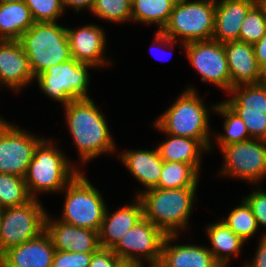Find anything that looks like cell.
<instances>
[{
  "instance_id": "1",
  "label": "cell",
  "mask_w": 266,
  "mask_h": 267,
  "mask_svg": "<svg viewBox=\"0 0 266 267\" xmlns=\"http://www.w3.org/2000/svg\"><path fill=\"white\" fill-rule=\"evenodd\" d=\"M66 124L79 153L80 163L116 151L107 119L92 98L73 100L64 106Z\"/></svg>"
},
{
  "instance_id": "2",
  "label": "cell",
  "mask_w": 266,
  "mask_h": 267,
  "mask_svg": "<svg viewBox=\"0 0 266 267\" xmlns=\"http://www.w3.org/2000/svg\"><path fill=\"white\" fill-rule=\"evenodd\" d=\"M215 9L216 0H177L167 24L162 31H156L152 46H167L170 52L179 42L178 39L183 46L190 42L211 40Z\"/></svg>"
},
{
  "instance_id": "3",
  "label": "cell",
  "mask_w": 266,
  "mask_h": 267,
  "mask_svg": "<svg viewBox=\"0 0 266 267\" xmlns=\"http://www.w3.org/2000/svg\"><path fill=\"white\" fill-rule=\"evenodd\" d=\"M209 111L196 88L187 86L152 125L164 134L197 139L210 151L213 147Z\"/></svg>"
},
{
  "instance_id": "4",
  "label": "cell",
  "mask_w": 266,
  "mask_h": 267,
  "mask_svg": "<svg viewBox=\"0 0 266 267\" xmlns=\"http://www.w3.org/2000/svg\"><path fill=\"white\" fill-rule=\"evenodd\" d=\"M53 141L44 138L37 145L25 174L26 187L33 199H38L40 193L62 192L81 170L71 164L64 151Z\"/></svg>"
},
{
  "instance_id": "5",
  "label": "cell",
  "mask_w": 266,
  "mask_h": 267,
  "mask_svg": "<svg viewBox=\"0 0 266 267\" xmlns=\"http://www.w3.org/2000/svg\"><path fill=\"white\" fill-rule=\"evenodd\" d=\"M197 188L144 190L138 196L143 204L144 217L166 235H180L187 229L194 199L197 200Z\"/></svg>"
},
{
  "instance_id": "6",
  "label": "cell",
  "mask_w": 266,
  "mask_h": 267,
  "mask_svg": "<svg viewBox=\"0 0 266 267\" xmlns=\"http://www.w3.org/2000/svg\"><path fill=\"white\" fill-rule=\"evenodd\" d=\"M34 78L47 68L72 59L66 26L35 22L19 39Z\"/></svg>"
},
{
  "instance_id": "7",
  "label": "cell",
  "mask_w": 266,
  "mask_h": 267,
  "mask_svg": "<svg viewBox=\"0 0 266 267\" xmlns=\"http://www.w3.org/2000/svg\"><path fill=\"white\" fill-rule=\"evenodd\" d=\"M62 191L65 200L59 220L99 232L107 207L100 191L81 171Z\"/></svg>"
},
{
  "instance_id": "8",
  "label": "cell",
  "mask_w": 266,
  "mask_h": 267,
  "mask_svg": "<svg viewBox=\"0 0 266 267\" xmlns=\"http://www.w3.org/2000/svg\"><path fill=\"white\" fill-rule=\"evenodd\" d=\"M91 68L94 67L72 58L47 68L34 79L40 91L64 107L73 100L90 98L87 92L90 84L88 69Z\"/></svg>"
},
{
  "instance_id": "9",
  "label": "cell",
  "mask_w": 266,
  "mask_h": 267,
  "mask_svg": "<svg viewBox=\"0 0 266 267\" xmlns=\"http://www.w3.org/2000/svg\"><path fill=\"white\" fill-rule=\"evenodd\" d=\"M47 212L39 199L0 210V256L10 248L38 237L45 231Z\"/></svg>"
},
{
  "instance_id": "10",
  "label": "cell",
  "mask_w": 266,
  "mask_h": 267,
  "mask_svg": "<svg viewBox=\"0 0 266 267\" xmlns=\"http://www.w3.org/2000/svg\"><path fill=\"white\" fill-rule=\"evenodd\" d=\"M224 158L220 175L235 177L259 185L266 177V144L264 139H248L225 145L220 149ZM255 183V184H254Z\"/></svg>"
},
{
  "instance_id": "11",
  "label": "cell",
  "mask_w": 266,
  "mask_h": 267,
  "mask_svg": "<svg viewBox=\"0 0 266 267\" xmlns=\"http://www.w3.org/2000/svg\"><path fill=\"white\" fill-rule=\"evenodd\" d=\"M43 139L5 120L0 125V173L24 178L34 150Z\"/></svg>"
},
{
  "instance_id": "12",
  "label": "cell",
  "mask_w": 266,
  "mask_h": 267,
  "mask_svg": "<svg viewBox=\"0 0 266 267\" xmlns=\"http://www.w3.org/2000/svg\"><path fill=\"white\" fill-rule=\"evenodd\" d=\"M185 56L200 74L203 83H211L227 93L231 89L229 66L224 43L213 39L185 44Z\"/></svg>"
},
{
  "instance_id": "13",
  "label": "cell",
  "mask_w": 266,
  "mask_h": 267,
  "mask_svg": "<svg viewBox=\"0 0 266 267\" xmlns=\"http://www.w3.org/2000/svg\"><path fill=\"white\" fill-rule=\"evenodd\" d=\"M166 236L160 228L143 217L111 250L120 259L157 264L160 263Z\"/></svg>"
},
{
  "instance_id": "14",
  "label": "cell",
  "mask_w": 266,
  "mask_h": 267,
  "mask_svg": "<svg viewBox=\"0 0 266 267\" xmlns=\"http://www.w3.org/2000/svg\"><path fill=\"white\" fill-rule=\"evenodd\" d=\"M224 102L243 120L251 138L266 137V88L260 83L233 86Z\"/></svg>"
},
{
  "instance_id": "15",
  "label": "cell",
  "mask_w": 266,
  "mask_h": 267,
  "mask_svg": "<svg viewBox=\"0 0 266 267\" xmlns=\"http://www.w3.org/2000/svg\"><path fill=\"white\" fill-rule=\"evenodd\" d=\"M66 30L73 59L92 65L94 69L111 64L104 54L106 36L100 26L89 23L77 29L66 27Z\"/></svg>"
},
{
  "instance_id": "16",
  "label": "cell",
  "mask_w": 266,
  "mask_h": 267,
  "mask_svg": "<svg viewBox=\"0 0 266 267\" xmlns=\"http://www.w3.org/2000/svg\"><path fill=\"white\" fill-rule=\"evenodd\" d=\"M33 81L28 57L19 40H0V86L18 93Z\"/></svg>"
},
{
  "instance_id": "17",
  "label": "cell",
  "mask_w": 266,
  "mask_h": 267,
  "mask_svg": "<svg viewBox=\"0 0 266 267\" xmlns=\"http://www.w3.org/2000/svg\"><path fill=\"white\" fill-rule=\"evenodd\" d=\"M45 231L55 250L70 252H95L100 248L99 232L52 219L47 212Z\"/></svg>"
},
{
  "instance_id": "18",
  "label": "cell",
  "mask_w": 266,
  "mask_h": 267,
  "mask_svg": "<svg viewBox=\"0 0 266 267\" xmlns=\"http://www.w3.org/2000/svg\"><path fill=\"white\" fill-rule=\"evenodd\" d=\"M55 248L46 231L10 248L0 256V267H52Z\"/></svg>"
},
{
  "instance_id": "19",
  "label": "cell",
  "mask_w": 266,
  "mask_h": 267,
  "mask_svg": "<svg viewBox=\"0 0 266 267\" xmlns=\"http://www.w3.org/2000/svg\"><path fill=\"white\" fill-rule=\"evenodd\" d=\"M134 198L133 204L119 207L113 213L106 207L99 231L101 248L112 249L121 237L144 217L141 199L138 196Z\"/></svg>"
},
{
  "instance_id": "20",
  "label": "cell",
  "mask_w": 266,
  "mask_h": 267,
  "mask_svg": "<svg viewBox=\"0 0 266 267\" xmlns=\"http://www.w3.org/2000/svg\"><path fill=\"white\" fill-rule=\"evenodd\" d=\"M257 0H216L213 40L239 41L242 22Z\"/></svg>"
},
{
  "instance_id": "21",
  "label": "cell",
  "mask_w": 266,
  "mask_h": 267,
  "mask_svg": "<svg viewBox=\"0 0 266 267\" xmlns=\"http://www.w3.org/2000/svg\"><path fill=\"white\" fill-rule=\"evenodd\" d=\"M178 236L165 237L159 263L162 267H222L208 247L197 244L173 245Z\"/></svg>"
},
{
  "instance_id": "22",
  "label": "cell",
  "mask_w": 266,
  "mask_h": 267,
  "mask_svg": "<svg viewBox=\"0 0 266 267\" xmlns=\"http://www.w3.org/2000/svg\"><path fill=\"white\" fill-rule=\"evenodd\" d=\"M229 66L231 88L240 84L259 83L261 68L255 57L254 46L241 41L224 43Z\"/></svg>"
},
{
  "instance_id": "23",
  "label": "cell",
  "mask_w": 266,
  "mask_h": 267,
  "mask_svg": "<svg viewBox=\"0 0 266 267\" xmlns=\"http://www.w3.org/2000/svg\"><path fill=\"white\" fill-rule=\"evenodd\" d=\"M119 159L133 177L146 188L138 190L136 196H139L144 190L155 188L158 185L163 160L160 158L157 148L119 152Z\"/></svg>"
},
{
  "instance_id": "24",
  "label": "cell",
  "mask_w": 266,
  "mask_h": 267,
  "mask_svg": "<svg viewBox=\"0 0 266 267\" xmlns=\"http://www.w3.org/2000/svg\"><path fill=\"white\" fill-rule=\"evenodd\" d=\"M166 136L167 139L156 147L163 162L190 164L198 172H201V154L208 153L209 150L199 140L194 138L169 134H166Z\"/></svg>"
},
{
  "instance_id": "25",
  "label": "cell",
  "mask_w": 266,
  "mask_h": 267,
  "mask_svg": "<svg viewBox=\"0 0 266 267\" xmlns=\"http://www.w3.org/2000/svg\"><path fill=\"white\" fill-rule=\"evenodd\" d=\"M206 228V235L212 245L208 247L209 251L222 267L230 266L231 258L239 255L245 241L236 235L222 219L209 224Z\"/></svg>"
},
{
  "instance_id": "26",
  "label": "cell",
  "mask_w": 266,
  "mask_h": 267,
  "mask_svg": "<svg viewBox=\"0 0 266 267\" xmlns=\"http://www.w3.org/2000/svg\"><path fill=\"white\" fill-rule=\"evenodd\" d=\"M35 23L24 1L0 3V40H19Z\"/></svg>"
},
{
  "instance_id": "27",
  "label": "cell",
  "mask_w": 266,
  "mask_h": 267,
  "mask_svg": "<svg viewBox=\"0 0 266 267\" xmlns=\"http://www.w3.org/2000/svg\"><path fill=\"white\" fill-rule=\"evenodd\" d=\"M177 0H131V21L155 24L162 31ZM152 23V24H151Z\"/></svg>"
},
{
  "instance_id": "28",
  "label": "cell",
  "mask_w": 266,
  "mask_h": 267,
  "mask_svg": "<svg viewBox=\"0 0 266 267\" xmlns=\"http://www.w3.org/2000/svg\"><path fill=\"white\" fill-rule=\"evenodd\" d=\"M211 105L212 106H209L211 111L214 110V113L220 115L224 119L223 129L225 133H216V135L214 133L218 148L221 149L225 145L251 139L243 120L224 101Z\"/></svg>"
},
{
  "instance_id": "29",
  "label": "cell",
  "mask_w": 266,
  "mask_h": 267,
  "mask_svg": "<svg viewBox=\"0 0 266 267\" xmlns=\"http://www.w3.org/2000/svg\"><path fill=\"white\" fill-rule=\"evenodd\" d=\"M199 174L192 165L181 162H163L159 183L155 188L177 189L198 187Z\"/></svg>"
},
{
  "instance_id": "30",
  "label": "cell",
  "mask_w": 266,
  "mask_h": 267,
  "mask_svg": "<svg viewBox=\"0 0 266 267\" xmlns=\"http://www.w3.org/2000/svg\"><path fill=\"white\" fill-rule=\"evenodd\" d=\"M31 199L23 177L0 173V210L24 205Z\"/></svg>"
},
{
  "instance_id": "31",
  "label": "cell",
  "mask_w": 266,
  "mask_h": 267,
  "mask_svg": "<svg viewBox=\"0 0 266 267\" xmlns=\"http://www.w3.org/2000/svg\"><path fill=\"white\" fill-rule=\"evenodd\" d=\"M242 202L223 219V222L245 242L259 231L257 220L248 203L242 199ZM258 230V231H257Z\"/></svg>"
},
{
  "instance_id": "32",
  "label": "cell",
  "mask_w": 266,
  "mask_h": 267,
  "mask_svg": "<svg viewBox=\"0 0 266 267\" xmlns=\"http://www.w3.org/2000/svg\"><path fill=\"white\" fill-rule=\"evenodd\" d=\"M131 0H95L91 13L113 23L131 22Z\"/></svg>"
},
{
  "instance_id": "33",
  "label": "cell",
  "mask_w": 266,
  "mask_h": 267,
  "mask_svg": "<svg viewBox=\"0 0 266 267\" xmlns=\"http://www.w3.org/2000/svg\"><path fill=\"white\" fill-rule=\"evenodd\" d=\"M266 32V16L257 2L242 22L239 41L254 45Z\"/></svg>"
},
{
  "instance_id": "34",
  "label": "cell",
  "mask_w": 266,
  "mask_h": 267,
  "mask_svg": "<svg viewBox=\"0 0 266 267\" xmlns=\"http://www.w3.org/2000/svg\"><path fill=\"white\" fill-rule=\"evenodd\" d=\"M35 22H57L65 12L63 0H23Z\"/></svg>"
},
{
  "instance_id": "35",
  "label": "cell",
  "mask_w": 266,
  "mask_h": 267,
  "mask_svg": "<svg viewBox=\"0 0 266 267\" xmlns=\"http://www.w3.org/2000/svg\"><path fill=\"white\" fill-rule=\"evenodd\" d=\"M93 253L56 250L52 267H89Z\"/></svg>"
},
{
  "instance_id": "36",
  "label": "cell",
  "mask_w": 266,
  "mask_h": 267,
  "mask_svg": "<svg viewBox=\"0 0 266 267\" xmlns=\"http://www.w3.org/2000/svg\"><path fill=\"white\" fill-rule=\"evenodd\" d=\"M256 186L257 188L248 194V196L243 197V199L250 206L258 226L266 227V191L261 189L259 185ZM262 236H266V232Z\"/></svg>"
},
{
  "instance_id": "37",
  "label": "cell",
  "mask_w": 266,
  "mask_h": 267,
  "mask_svg": "<svg viewBox=\"0 0 266 267\" xmlns=\"http://www.w3.org/2000/svg\"><path fill=\"white\" fill-rule=\"evenodd\" d=\"M120 258L108 248H99L92 255L89 267H115Z\"/></svg>"
},
{
  "instance_id": "38",
  "label": "cell",
  "mask_w": 266,
  "mask_h": 267,
  "mask_svg": "<svg viewBox=\"0 0 266 267\" xmlns=\"http://www.w3.org/2000/svg\"><path fill=\"white\" fill-rule=\"evenodd\" d=\"M257 246L253 260L243 267H266V236H261Z\"/></svg>"
},
{
  "instance_id": "39",
  "label": "cell",
  "mask_w": 266,
  "mask_h": 267,
  "mask_svg": "<svg viewBox=\"0 0 266 267\" xmlns=\"http://www.w3.org/2000/svg\"><path fill=\"white\" fill-rule=\"evenodd\" d=\"M255 57L257 59V63L259 67L265 68L266 67V32L261 37V39L255 43L254 45Z\"/></svg>"
},
{
  "instance_id": "40",
  "label": "cell",
  "mask_w": 266,
  "mask_h": 267,
  "mask_svg": "<svg viewBox=\"0 0 266 267\" xmlns=\"http://www.w3.org/2000/svg\"><path fill=\"white\" fill-rule=\"evenodd\" d=\"M95 0H63L64 10L66 8H73L75 12H79L83 9H87L91 12Z\"/></svg>"
},
{
  "instance_id": "41",
  "label": "cell",
  "mask_w": 266,
  "mask_h": 267,
  "mask_svg": "<svg viewBox=\"0 0 266 267\" xmlns=\"http://www.w3.org/2000/svg\"><path fill=\"white\" fill-rule=\"evenodd\" d=\"M145 263L133 260L120 259L115 267H144Z\"/></svg>"
},
{
  "instance_id": "42",
  "label": "cell",
  "mask_w": 266,
  "mask_h": 267,
  "mask_svg": "<svg viewBox=\"0 0 266 267\" xmlns=\"http://www.w3.org/2000/svg\"><path fill=\"white\" fill-rule=\"evenodd\" d=\"M259 83L266 88V67L261 69V78Z\"/></svg>"
},
{
  "instance_id": "43",
  "label": "cell",
  "mask_w": 266,
  "mask_h": 267,
  "mask_svg": "<svg viewBox=\"0 0 266 267\" xmlns=\"http://www.w3.org/2000/svg\"><path fill=\"white\" fill-rule=\"evenodd\" d=\"M257 2L259 3V5L262 7L265 16H266V0H257Z\"/></svg>"
},
{
  "instance_id": "44",
  "label": "cell",
  "mask_w": 266,
  "mask_h": 267,
  "mask_svg": "<svg viewBox=\"0 0 266 267\" xmlns=\"http://www.w3.org/2000/svg\"><path fill=\"white\" fill-rule=\"evenodd\" d=\"M18 1H22V0H0V3L6 4V3H13V2H18Z\"/></svg>"
},
{
  "instance_id": "45",
  "label": "cell",
  "mask_w": 266,
  "mask_h": 267,
  "mask_svg": "<svg viewBox=\"0 0 266 267\" xmlns=\"http://www.w3.org/2000/svg\"><path fill=\"white\" fill-rule=\"evenodd\" d=\"M149 266H147V267H162L159 263H157V264H148ZM144 267H146V266H144Z\"/></svg>"
},
{
  "instance_id": "46",
  "label": "cell",
  "mask_w": 266,
  "mask_h": 267,
  "mask_svg": "<svg viewBox=\"0 0 266 267\" xmlns=\"http://www.w3.org/2000/svg\"><path fill=\"white\" fill-rule=\"evenodd\" d=\"M5 121V119H3L1 116H0V125Z\"/></svg>"
}]
</instances>
